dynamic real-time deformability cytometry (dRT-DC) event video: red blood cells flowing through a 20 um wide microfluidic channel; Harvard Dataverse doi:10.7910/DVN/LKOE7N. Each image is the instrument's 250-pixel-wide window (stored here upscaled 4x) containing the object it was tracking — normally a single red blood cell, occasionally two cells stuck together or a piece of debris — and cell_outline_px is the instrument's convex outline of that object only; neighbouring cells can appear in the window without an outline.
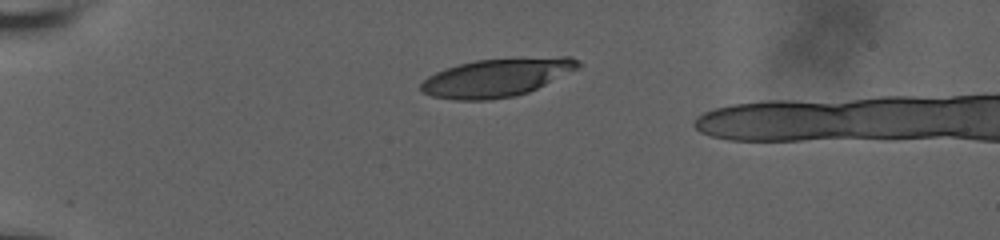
{"species": "human", "species_latin": "Homo sapiens", "temperature_condition": "room temperature", "stored_images_in_passage": 36, "camera_frame_rate_fps": 3000, "um_per_image_px": 0.085, "donor": {"sex": "male"}, "frame": {"image": 1, "passage_image": 1, "time_ms": 0.0, "image_size_px": [1000, 240], "cell_outline_px": [[584, 64], [580, 68], [528, 92], [512, 96], [488, 100], [456, 100], [432, 96], [424, 92], [420, 88], [420, 84], [428, 76], [436, 72], [460, 64], [476, 60], [560, 56], [572, 56], [580, 60]], "centroid_in_image_um": [42.29, 6.58], "position_along_channel_um": 42.7, "area_um2": 34.91}}
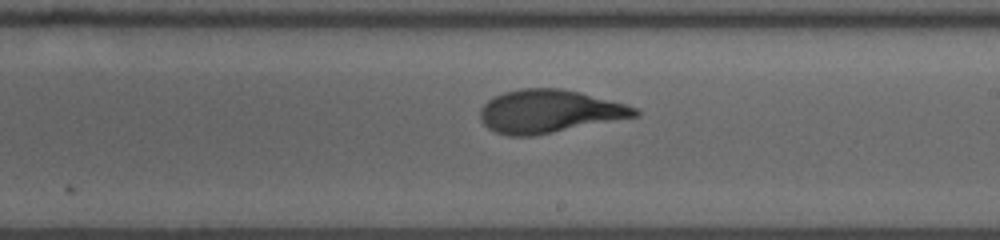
{"frame": {"image": 2, "passage_image": 21, "time_ms": 6.667, "image_size_px": [1000, 240], "cell_outline_px": [[640, 116], [532, 136], [508, 136], [496, 132], [488, 128], [480, 120], [480, 108], [488, 100], [504, 92], [520, 88], [560, 88], [580, 92], [624, 104], [636, 108], [640, 112]], "centroid_in_image_um": [46.67, 9.47], "position_along_channel_um": 242.3, "area_um2": 38.73}}
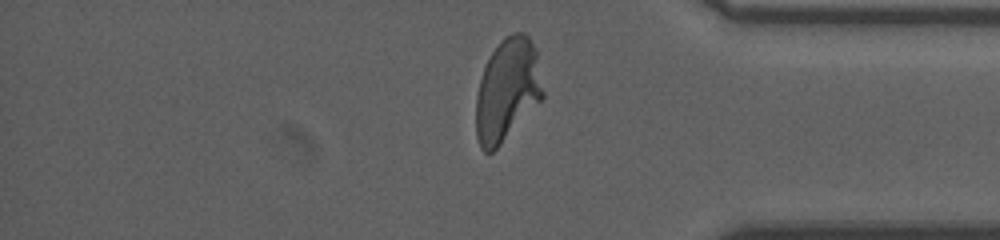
{"frame": {"image": 3, "passage_image": 34, "time_ms": 11.0, "image_size_px": [1000, 240], "cell_outline_px": [[544, 96], [500, 144], [492, 152], [484, 152], [480, 148], [476, 136], [476, 96], [480, 80], [484, 68], [492, 52], [500, 40], [504, 36], [512, 32], [524, 32], [528, 36], [536, 48], [544, 92]], "centroid_in_image_um": [43.12, 7.61], "position_along_channel_um": 392.1, "area_um2": 39.82}, "authors_computed_cell_mechanics": {"area_um2": 38.437, "velocity_mm_per_s": 3.7332, "shape_relaxation_time_tau1_ms": 4.385, "shape_relaxation_time_tau2_ms": null, "deformation_change_tau1": 0.2279, "deformation_change_tau2": null}}